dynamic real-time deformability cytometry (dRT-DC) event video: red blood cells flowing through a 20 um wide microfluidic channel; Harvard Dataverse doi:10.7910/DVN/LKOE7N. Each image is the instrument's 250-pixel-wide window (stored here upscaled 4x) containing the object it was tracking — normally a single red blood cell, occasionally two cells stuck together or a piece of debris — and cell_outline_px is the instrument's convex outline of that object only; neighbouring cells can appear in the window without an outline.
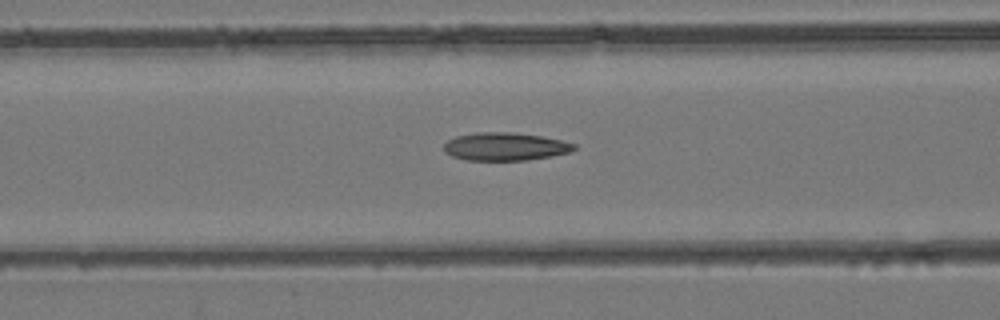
{"species": "common noctule bat (a hibernating species)", "species_latin": "Nyctalus noctula", "temperature_condition": "room temperature", "stored_images_in_passage": 44, "camera_frame_rate_fps": 3000, "um_per_image_px": 0.085, "animal": {"sex": "female", "body_mass_g": 24.6, "forearm_length_mm": 56.2}, "frame": {"image": 1, "passage_image": 18, "time_ms": 5.667, "image_size_px": [1000, 320], "cell_outline_px": [[576, 148], [568, 152], [548, 156], [524, 160], [464, 160], [452, 156], [444, 152], [444, 144], [448, 140], [456, 136], [476, 132], [516, 132], [540, 136], [560, 140], [576, 144]], "centroid_in_image_um": [42.88, 12.45], "position_along_channel_um": 123.7, "area_um2": 21.1}}
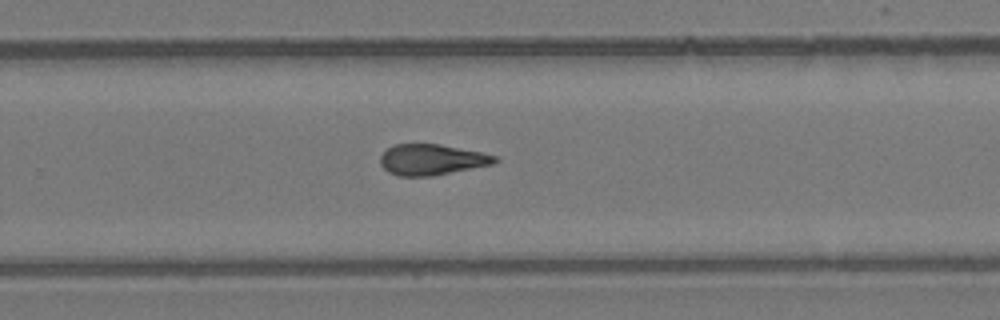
{"frame": {"image": 2, "passage_image": 29, "time_ms": 9.333, "image_size_px": [1000, 320], "cell_outline_px": [[500, 160], [496, 164], [432, 176], [396, 176], [388, 172], [380, 164], [380, 156], [392, 144], [440, 144], [480, 152], [496, 156]], "centroid_in_image_um": [36.71, 13.58], "position_along_channel_um": 293.1, "area_um2": 20.75}}
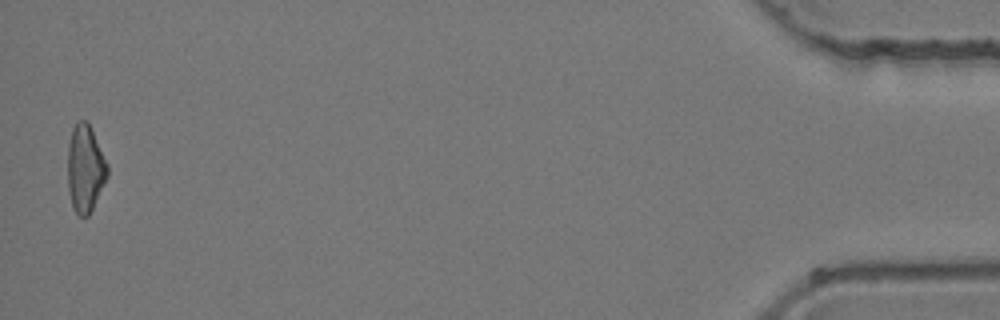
{"frame": {"image": 3, "passage_image": 44, "time_ms": 14.333, "image_size_px": [1000, 320], "cell_outline_px": [[108, 176], [88, 216], [80, 216], [72, 208], [68, 192], [68, 148], [72, 128], [80, 120], [84, 120], [88, 124], [108, 164]], "centroid_in_image_um": [7.23, 14.36], "position_along_channel_um": 428.0, "area_um2": 19.88}}